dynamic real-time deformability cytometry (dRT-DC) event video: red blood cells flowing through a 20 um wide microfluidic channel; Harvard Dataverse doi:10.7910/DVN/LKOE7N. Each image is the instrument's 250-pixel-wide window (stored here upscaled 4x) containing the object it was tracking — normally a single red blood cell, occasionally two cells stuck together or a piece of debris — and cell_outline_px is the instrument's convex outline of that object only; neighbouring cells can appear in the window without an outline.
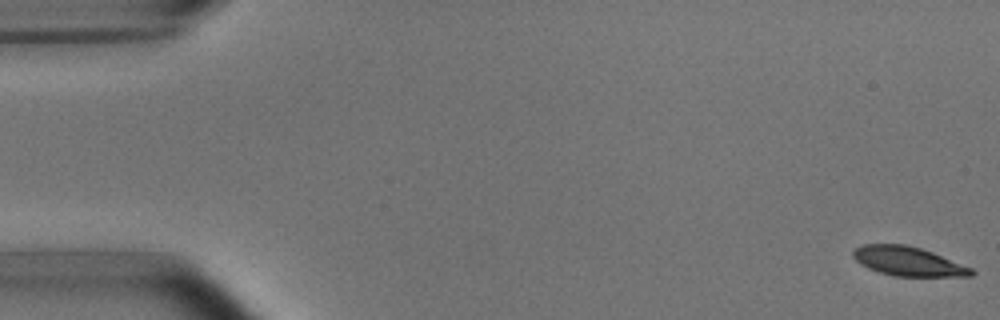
{"species": "common noctule bat (a hibernating species)", "species_latin": "Nyctalus noctula", "temperature_condition": "room temperature", "stored_images_in_passage": 9, "camera_frame_rate_fps": 3000, "um_per_image_px": 0.085, "animal": {"sex": "male", "body_mass_g": 15.6}, "frame": {"image": 1, "passage_image": 1, "time_ms": 0.0, "image_size_px": [1000, 320], "cell_outline_px": [[976, 272], [972, 276], [892, 276], [868, 268], [860, 264], [852, 256], [852, 252], [860, 244], [904, 244], [920, 248], [932, 252], [972, 268]], "centroid_in_image_um": [77.17, 22.21], "position_along_channel_um": 7.8, "area_um2": 20.06}}
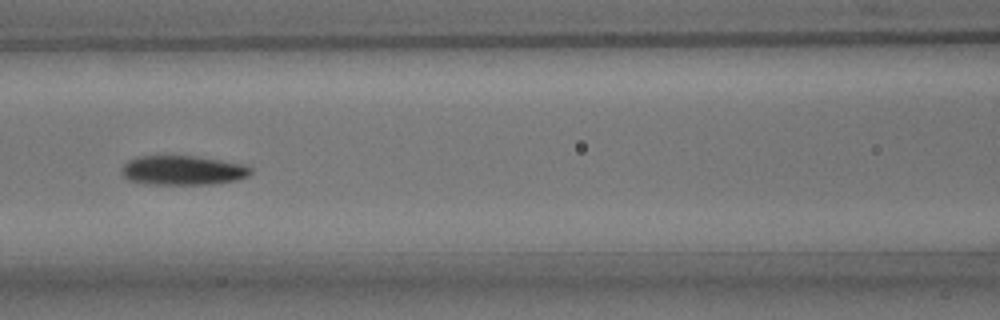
{"frame": {"image": 2, "passage_image": 7, "time_ms": 7.667, "image_size_px": [1000, 320], "cell_outline_px": [[252, 172], [248, 176], [236, 180], [212, 184], [148, 184], [128, 180], [120, 172], [124, 164], [128, 160], [136, 156], [192, 156], [220, 160], [244, 164], [252, 168]], "centroid_in_image_um": [15.52, 14.48], "position_along_channel_um": 151.1, "area_um2": 22.14}}
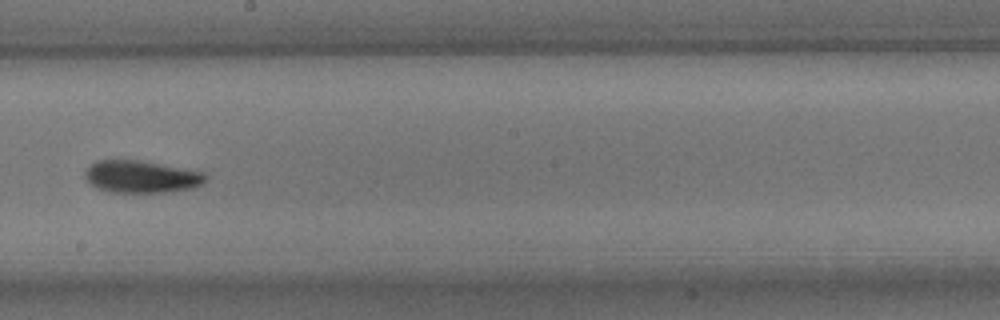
{"frame": {"image": 3, "passage_image": 9, "time_ms": 10.0, "image_size_px": [1000, 320], "cell_outline_px": [[208, 180], [204, 184], [192, 188], [168, 192], [112, 192], [96, 188], [84, 176], [84, 172], [96, 160], [136, 160], [204, 172], [208, 176]], "centroid_in_image_um": [12.05, 15.03], "position_along_channel_um": 236.2, "area_um2": 22.54}}